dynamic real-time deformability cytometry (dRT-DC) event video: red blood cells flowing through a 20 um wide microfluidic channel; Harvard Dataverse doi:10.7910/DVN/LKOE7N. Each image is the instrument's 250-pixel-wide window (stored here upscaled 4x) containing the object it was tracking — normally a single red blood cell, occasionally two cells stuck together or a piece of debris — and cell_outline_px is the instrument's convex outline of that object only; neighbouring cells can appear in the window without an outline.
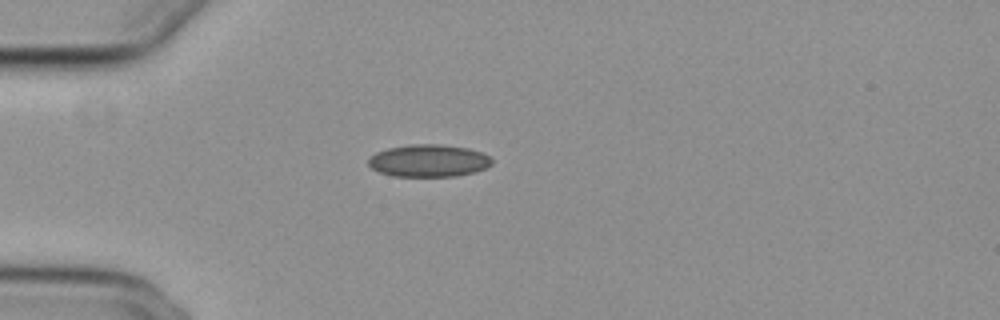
{"species": "common noctule bat (a hibernating species)", "species_latin": "Nyctalus noctula", "temperature_condition": "cold", "stored_images_in_passage": 33, "camera_frame_rate_fps": 3000, "um_per_image_px": 0.085, "animal": {"sex": "female", "body_mass_g": 29.2, "forearm_length_mm": 56.3}, "frame": {"image": 1, "passage_image": 1, "time_ms": 0.0, "image_size_px": [1000, 320], "cell_outline_px": [[492, 164], [484, 168], [472, 172], [456, 176], [392, 176], [380, 172], [372, 168], [368, 164], [368, 160], [376, 152], [388, 148], [408, 144], [440, 144], [468, 148], [480, 152], [488, 156], [492, 160]], "centroid_in_image_um": [36.41, 13.65], "position_along_channel_um": 48.6, "area_um2": 23.12}}
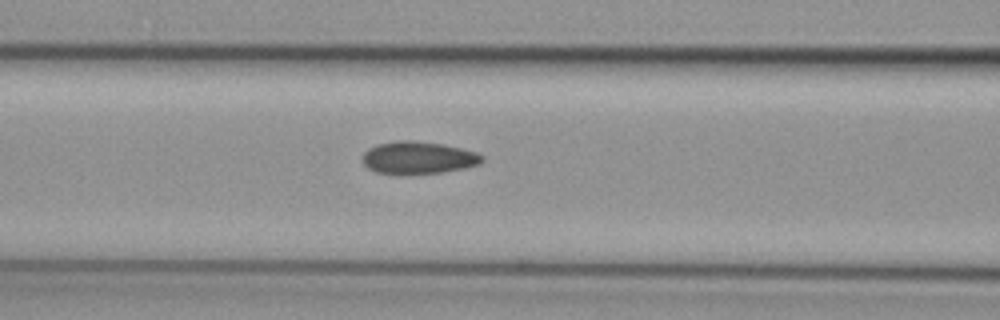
{"frame": {"image": 2, "passage_image": 9, "time_ms": 2.667, "image_size_px": [1000, 320], "cell_outline_px": [[484, 160], [480, 164], [464, 168], [440, 172], [376, 172], [368, 168], [364, 164], [364, 152], [368, 148], [376, 144], [396, 140], [416, 140], [444, 144], [476, 152], [484, 156]], "centroid_in_image_um": [35.58, 13.36], "position_along_channel_um": 131.0, "area_um2": 22.14}}
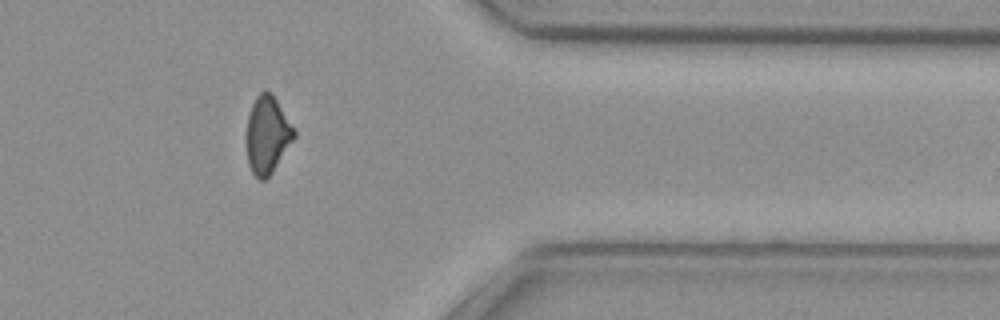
{"frame": {"image": 3, "passage_image": 31, "time_ms": 10.0, "image_size_px": [1000, 320], "cell_outline_px": [[296, 136], [272, 172], [264, 180], [260, 180], [252, 172], [248, 164], [248, 116], [252, 104], [256, 96], [264, 88], [272, 92], [296, 132]], "centroid_in_image_um": [22.74, 11.42], "position_along_channel_um": 388.7, "area_um2": 21.1}, "authors_computed_cell_mechanics": {"area_um2": 22.1374, "velocity_mm_per_s": 3.7341, "shape_relaxation_time_tau1_ms": 9.9954, "shape_relaxation_time_tau2_ms": 2.1152, "deformation_change_tau1": 0.1658, "deformation_change_tau2": 0.0803}}